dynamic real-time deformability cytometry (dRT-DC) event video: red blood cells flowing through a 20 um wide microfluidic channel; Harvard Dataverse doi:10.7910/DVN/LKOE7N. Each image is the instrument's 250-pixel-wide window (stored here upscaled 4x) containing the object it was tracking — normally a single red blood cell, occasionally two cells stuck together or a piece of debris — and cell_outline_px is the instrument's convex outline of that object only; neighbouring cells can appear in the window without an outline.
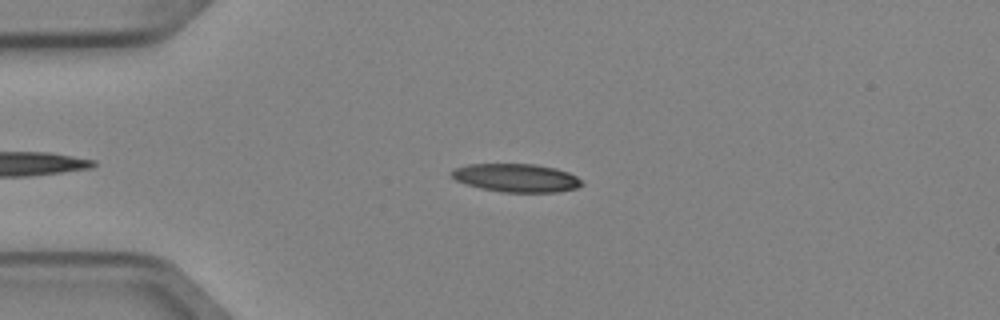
{"species": "Egyptian fruit bat (a non-hibernating species)", "species_latin": "Rousettus aegyptiacus", "temperature_condition": "cold", "stored_images_in_passage": 5, "camera_frame_rate_fps": 3000, "um_per_image_px": 0.085, "animal": {"sex": "female"}, "frame": {"image": 1, "passage_image": 4, "time_ms": 1.0, "image_size_px": [1000, 320], "cell_outline_px": [[584, 184], [576, 188], [556, 192], [500, 192], [480, 188], [464, 184], [456, 180], [448, 172], [452, 168], [468, 164], [536, 164], [556, 168], [568, 172], [576, 176]], "centroid_in_image_um": [43.83, 15.11], "position_along_channel_um": 41.2, "area_um2": 21.68}}